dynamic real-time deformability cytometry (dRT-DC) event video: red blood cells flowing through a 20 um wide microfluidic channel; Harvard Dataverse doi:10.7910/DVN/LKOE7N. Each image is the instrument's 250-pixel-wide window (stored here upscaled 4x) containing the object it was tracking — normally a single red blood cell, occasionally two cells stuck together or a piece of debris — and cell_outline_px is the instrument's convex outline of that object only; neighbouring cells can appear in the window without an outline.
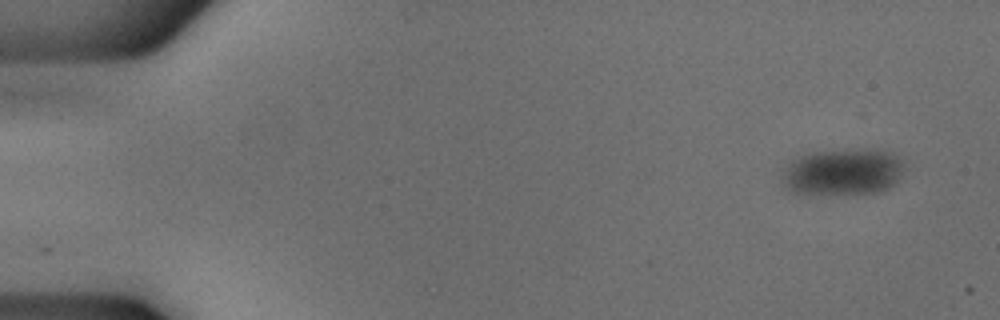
{"species": "common noctule bat (a hibernating species)", "species_latin": "Nyctalus noctula", "temperature_condition": "cold", "stored_images_in_passage": 6, "camera_frame_rate_fps": 3000, "um_per_image_px": 0.085, "animal": {"sex": "male", "body_mass_g": 18.8}, "frame": {"image": 1, "passage_image": 1, "time_ms": 0.0, "image_size_px": [1000, 320], "cell_outline_px": [[908, 168], [888, 188], [880, 192], [792, 192], [780, 180], [784, 172], [800, 156], [812, 152], [884, 152], [900, 156]], "centroid_in_image_um": [71.71, 14.63], "position_along_channel_um": 13.3, "area_um2": 31.27}}